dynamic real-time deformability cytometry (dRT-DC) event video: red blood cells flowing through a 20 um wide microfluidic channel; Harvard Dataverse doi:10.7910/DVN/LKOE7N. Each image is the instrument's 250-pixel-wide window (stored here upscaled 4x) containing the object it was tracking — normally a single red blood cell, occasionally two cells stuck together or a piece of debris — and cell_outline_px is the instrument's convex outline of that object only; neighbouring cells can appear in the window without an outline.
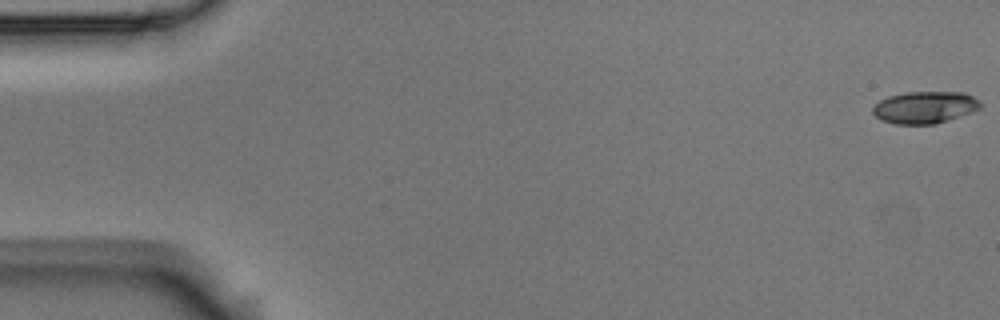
{"species": "Egyptian fruit bat (a non-hibernating species)", "species_latin": "Rousettus aegyptiacus", "temperature_condition": "room temperature", "stored_images_in_passage": 49, "camera_frame_rate_fps": 3000, "um_per_image_px": 0.085, "animal": {"sex": "male"}, "frame": {"image": 1, "passage_image": 1, "time_ms": 0.0, "image_size_px": [1000, 320], "cell_outline_px": [[984, 104], [980, 108], [972, 112], [936, 124], [896, 124], [884, 120], [876, 116], [872, 112], [872, 108], [880, 100], [888, 96], [908, 92], [964, 92], [972, 96]], "centroid_in_image_um": [78.64, 9.12], "position_along_channel_um": 6.4, "area_um2": 20.06}}
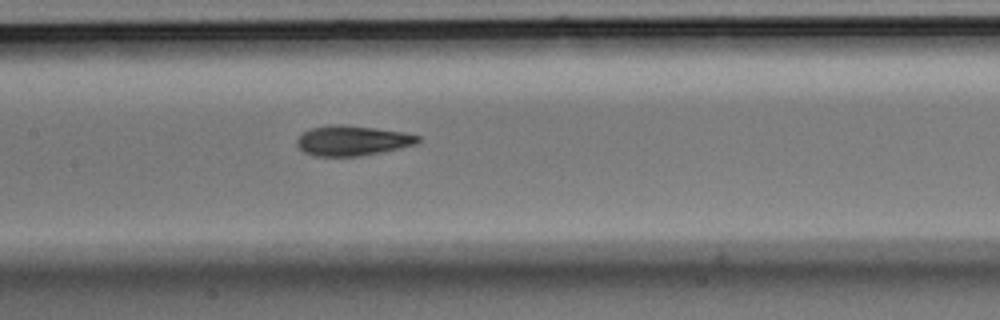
{"frame": {"image": 2, "passage_image": 27, "time_ms": 8.667, "image_size_px": [1000, 320], "cell_outline_px": [[420, 140], [416, 144], [400, 148], [360, 156], [312, 156], [304, 152], [296, 144], [296, 140], [304, 132], [312, 128], [328, 124], [332, 124], [376, 128], [404, 132], [420, 136]], "centroid_in_image_um": [29.94, 11.95], "position_along_channel_um": 177.5, "area_um2": 21.1}}
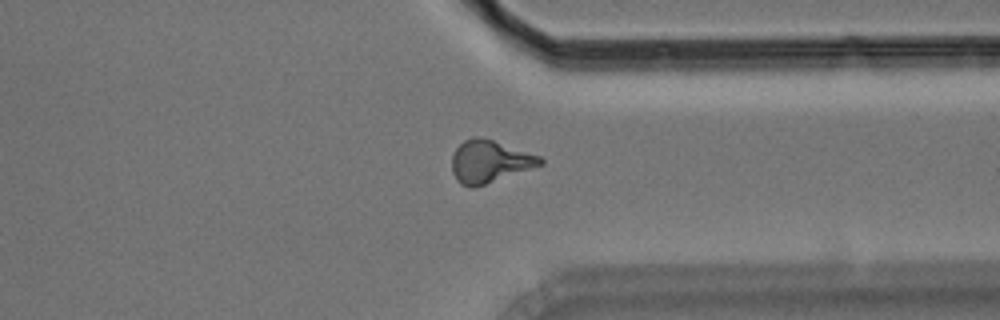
{"frame": {"image": 3, "passage_image": 43, "time_ms": 14.0, "image_size_px": [1000, 320], "cell_outline_px": [[544, 164], [472, 188], [468, 188], [460, 184], [456, 180], [452, 172], [452, 156], [456, 148], [464, 140], [476, 136], [492, 140], [540, 156], [544, 160]], "centroid_in_image_um": [41.58, 13.74], "position_along_channel_um": 369.8, "area_um2": 21.56}}